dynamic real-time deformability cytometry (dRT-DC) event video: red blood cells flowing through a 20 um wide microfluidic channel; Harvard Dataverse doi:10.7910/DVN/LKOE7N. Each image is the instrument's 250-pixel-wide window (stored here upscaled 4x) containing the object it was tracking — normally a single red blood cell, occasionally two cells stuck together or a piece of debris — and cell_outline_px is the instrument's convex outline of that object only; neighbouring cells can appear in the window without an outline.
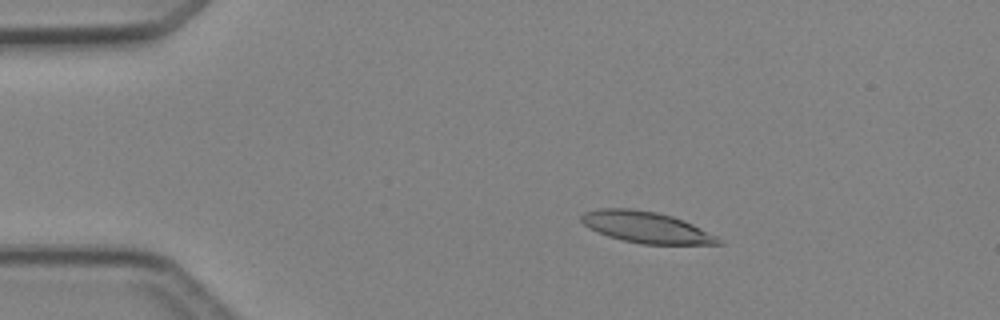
{"species": "Egyptian fruit bat (a non-hibernating species)", "species_latin": "Rousettus aegyptiacus", "temperature_condition": "cold", "stored_images_in_passage": 45, "camera_frame_rate_fps": 3000, "um_per_image_px": 0.085, "animal": {"sex": "female"}, "frame": {"image": 1, "passage_image": 6, "time_ms": 1.667, "image_size_px": [1000, 320], "cell_outline_px": [[724, 244], [640, 244], [608, 236], [584, 224], [580, 220], [580, 216], [584, 212], [600, 208], [632, 208], [656, 212], [672, 216], [692, 224], [716, 236]], "centroid_in_image_um": [54.91, 19.31], "position_along_channel_um": 30.1, "area_um2": 24.62}}
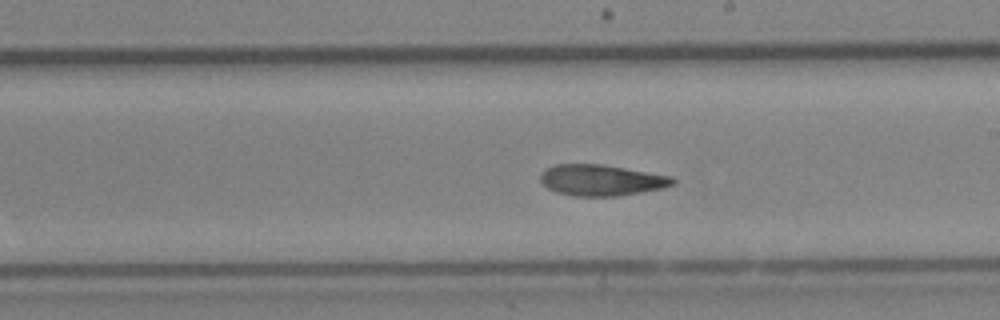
{"frame": {"image": 2, "passage_image": 25, "time_ms": 8.0, "image_size_px": [1000, 320], "cell_outline_px": [[676, 180], [672, 184], [664, 188], [616, 196], [572, 196], [556, 192], [548, 188], [540, 180], [540, 176], [552, 164], [604, 164], [672, 176]], "centroid_in_image_um": [51.12, 15.31], "position_along_channel_um": 237.9, "area_um2": 23.93}}
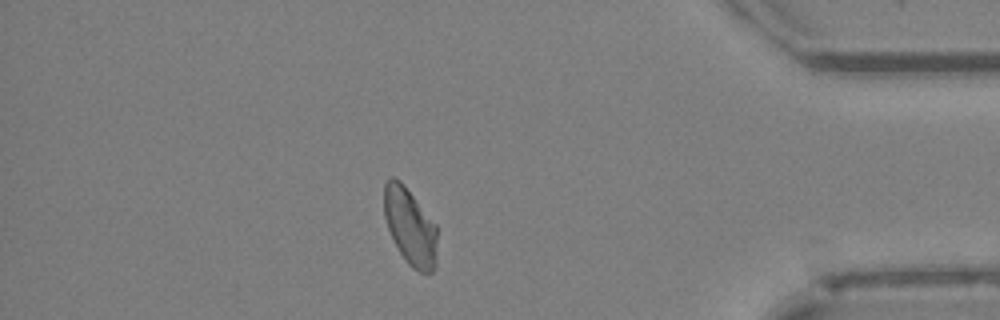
{"frame": {"image": 3, "passage_image": 39, "time_ms": 12.667, "image_size_px": [1000, 320], "cell_outline_px": [[436, 264], [432, 272], [420, 272], [412, 268], [408, 264], [400, 252], [388, 228], [384, 216], [384, 184], [392, 176], [400, 180], [404, 184], [436, 224]], "centroid_in_image_um": [34.86, 19.25], "position_along_channel_um": 400.3, "area_um2": 23.64}, "authors_computed_cell_mechanics": {"area_um2": 24.3916, "velocity_mm_per_s": 4.2318, "shape_relaxation_time_tau1_ms": 7.2577, "shape_relaxation_time_tau2_ms": 3.7617, "deformation_change_tau1": 0.1871, "deformation_change_tau2": 0.0981}}